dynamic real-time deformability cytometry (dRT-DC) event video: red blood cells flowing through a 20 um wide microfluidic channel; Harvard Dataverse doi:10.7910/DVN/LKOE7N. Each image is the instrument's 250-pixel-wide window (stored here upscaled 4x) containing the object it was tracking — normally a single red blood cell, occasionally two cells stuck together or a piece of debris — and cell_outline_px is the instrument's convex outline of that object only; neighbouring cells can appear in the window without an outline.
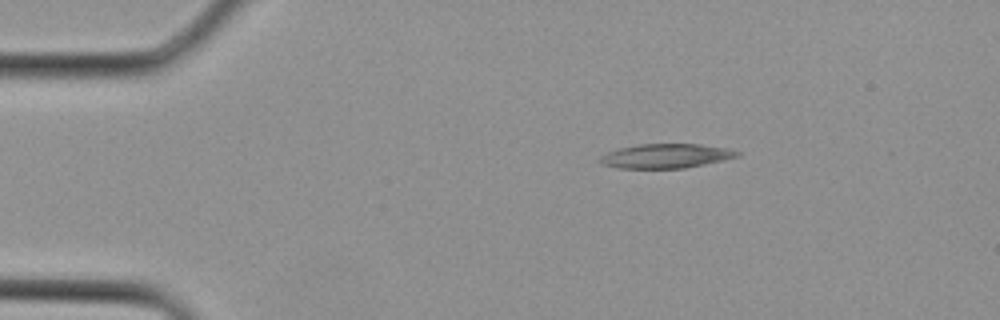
{"species": "Egyptian fruit bat (a non-hibernating species)", "species_latin": "Rousettus aegyptiacus", "temperature_condition": "cold", "stored_images_in_passage": 2, "camera_frame_rate_fps": 3000, "um_per_image_px": 0.085, "animal": {"sex": "female"}, "frame": {"image": 1, "passage_image": 1, "time_ms": 0.0, "image_size_px": [1000, 320], "cell_outline_px": [[740, 156], [704, 164], [684, 168], [616, 168], [604, 164], [596, 160], [600, 156], [608, 152], [620, 148], [640, 144], [700, 144], [728, 148], [740, 152]], "centroid_in_image_um": [56.59, 13.25], "position_along_channel_um": 28.4, "area_um2": 19.36}}